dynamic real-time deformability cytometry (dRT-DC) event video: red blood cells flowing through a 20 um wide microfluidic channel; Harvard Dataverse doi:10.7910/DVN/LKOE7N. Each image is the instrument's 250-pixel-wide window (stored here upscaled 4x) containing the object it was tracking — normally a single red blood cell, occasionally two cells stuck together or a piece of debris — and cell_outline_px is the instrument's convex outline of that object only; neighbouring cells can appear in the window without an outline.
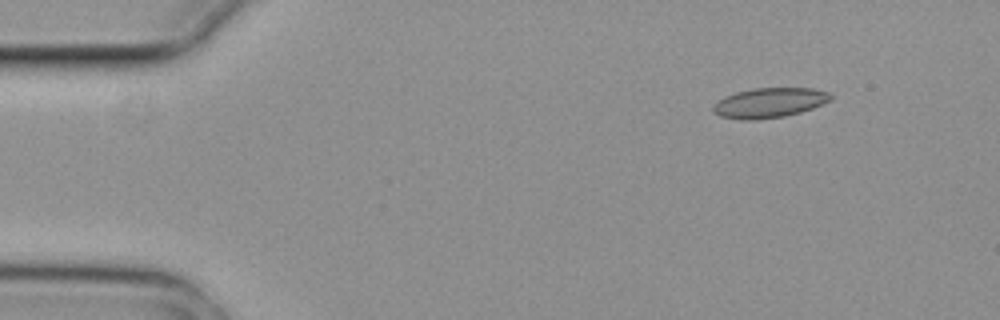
{"species": "common noctule bat (a hibernating species)", "species_latin": "Nyctalus noctula", "temperature_condition": "cold", "stored_images_in_passage": 5, "camera_frame_rate_fps": 3000, "um_per_image_px": 0.085, "animal": {"sex": "female", "body_mass_g": 29.2, "forearm_length_mm": 56.3}, "frame": {"image": 1, "passage_image": 2, "time_ms": 0.333, "image_size_px": [1000, 320], "cell_outline_px": [[832, 100], [812, 108], [800, 112], [784, 116], [756, 120], [740, 120], [720, 116], [712, 112], [712, 108], [724, 96], [736, 92], [752, 88], [812, 88], [828, 92], [832, 96]], "centroid_in_image_um": [65.39, 8.74], "position_along_channel_um": 19.6, "area_um2": 20.46}}
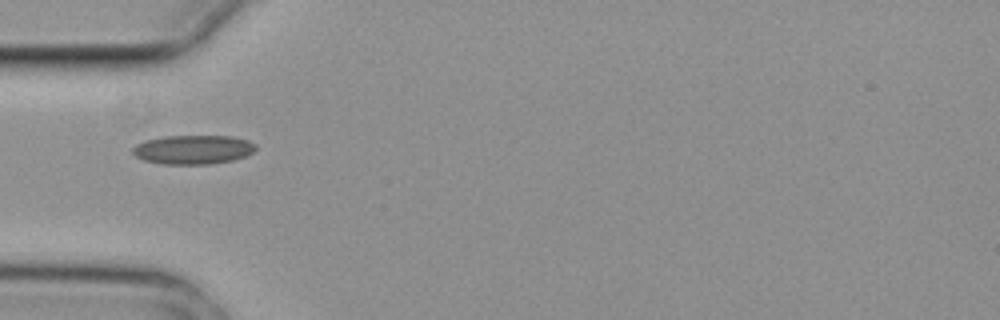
{"frame": {"image": 2, "passage_image": 5, "time_ms": 1.333, "image_size_px": [1000, 320], "cell_outline_px": [[256, 148], [252, 152], [244, 156], [232, 160], [208, 164], [164, 164], [144, 160], [136, 156], [132, 152], [132, 148], [136, 144], [144, 140], [164, 136], [232, 136], [248, 140], [256, 144]], "centroid_in_image_um": [16.39, 12.7], "position_along_channel_um": 68.6, "area_um2": 20.81}}